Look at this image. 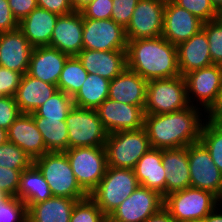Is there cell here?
<instances>
[{
    "label": "cell",
    "instance_id": "49",
    "mask_svg": "<svg viewBox=\"0 0 222 222\" xmlns=\"http://www.w3.org/2000/svg\"><path fill=\"white\" fill-rule=\"evenodd\" d=\"M145 222H175L170 213L163 207L159 212L150 216Z\"/></svg>",
    "mask_w": 222,
    "mask_h": 222
},
{
    "label": "cell",
    "instance_id": "50",
    "mask_svg": "<svg viewBox=\"0 0 222 222\" xmlns=\"http://www.w3.org/2000/svg\"><path fill=\"white\" fill-rule=\"evenodd\" d=\"M218 205L214 210H212L204 219V222H222V210Z\"/></svg>",
    "mask_w": 222,
    "mask_h": 222
},
{
    "label": "cell",
    "instance_id": "41",
    "mask_svg": "<svg viewBox=\"0 0 222 222\" xmlns=\"http://www.w3.org/2000/svg\"><path fill=\"white\" fill-rule=\"evenodd\" d=\"M21 114L14 97L0 98V128L8 130Z\"/></svg>",
    "mask_w": 222,
    "mask_h": 222
},
{
    "label": "cell",
    "instance_id": "16",
    "mask_svg": "<svg viewBox=\"0 0 222 222\" xmlns=\"http://www.w3.org/2000/svg\"><path fill=\"white\" fill-rule=\"evenodd\" d=\"M203 22L186 9L166 0L164 8L162 36L171 44H179L189 40L202 29Z\"/></svg>",
    "mask_w": 222,
    "mask_h": 222
},
{
    "label": "cell",
    "instance_id": "9",
    "mask_svg": "<svg viewBox=\"0 0 222 222\" xmlns=\"http://www.w3.org/2000/svg\"><path fill=\"white\" fill-rule=\"evenodd\" d=\"M68 149L74 147H105L108 133L96 110L73 106L66 117Z\"/></svg>",
    "mask_w": 222,
    "mask_h": 222
},
{
    "label": "cell",
    "instance_id": "51",
    "mask_svg": "<svg viewBox=\"0 0 222 222\" xmlns=\"http://www.w3.org/2000/svg\"><path fill=\"white\" fill-rule=\"evenodd\" d=\"M93 0H74L71 5L74 11L80 12L84 7H86Z\"/></svg>",
    "mask_w": 222,
    "mask_h": 222
},
{
    "label": "cell",
    "instance_id": "36",
    "mask_svg": "<svg viewBox=\"0 0 222 222\" xmlns=\"http://www.w3.org/2000/svg\"><path fill=\"white\" fill-rule=\"evenodd\" d=\"M105 215L95 201L88 195L76 201L70 222H104Z\"/></svg>",
    "mask_w": 222,
    "mask_h": 222
},
{
    "label": "cell",
    "instance_id": "37",
    "mask_svg": "<svg viewBox=\"0 0 222 222\" xmlns=\"http://www.w3.org/2000/svg\"><path fill=\"white\" fill-rule=\"evenodd\" d=\"M213 64L222 65V25L217 20L203 23Z\"/></svg>",
    "mask_w": 222,
    "mask_h": 222
},
{
    "label": "cell",
    "instance_id": "5",
    "mask_svg": "<svg viewBox=\"0 0 222 222\" xmlns=\"http://www.w3.org/2000/svg\"><path fill=\"white\" fill-rule=\"evenodd\" d=\"M146 129L109 133L105 142L107 166L133 169L139 159L151 149Z\"/></svg>",
    "mask_w": 222,
    "mask_h": 222
},
{
    "label": "cell",
    "instance_id": "38",
    "mask_svg": "<svg viewBox=\"0 0 222 222\" xmlns=\"http://www.w3.org/2000/svg\"><path fill=\"white\" fill-rule=\"evenodd\" d=\"M0 222H27V205L18 197L9 196L0 203Z\"/></svg>",
    "mask_w": 222,
    "mask_h": 222
},
{
    "label": "cell",
    "instance_id": "25",
    "mask_svg": "<svg viewBox=\"0 0 222 222\" xmlns=\"http://www.w3.org/2000/svg\"><path fill=\"white\" fill-rule=\"evenodd\" d=\"M57 91V85L43 82L25 73L22 76L21 83L14 95V99L21 113L30 114L35 112Z\"/></svg>",
    "mask_w": 222,
    "mask_h": 222
},
{
    "label": "cell",
    "instance_id": "17",
    "mask_svg": "<svg viewBox=\"0 0 222 222\" xmlns=\"http://www.w3.org/2000/svg\"><path fill=\"white\" fill-rule=\"evenodd\" d=\"M33 48L19 28L0 33V66L27 73Z\"/></svg>",
    "mask_w": 222,
    "mask_h": 222
},
{
    "label": "cell",
    "instance_id": "56",
    "mask_svg": "<svg viewBox=\"0 0 222 222\" xmlns=\"http://www.w3.org/2000/svg\"><path fill=\"white\" fill-rule=\"evenodd\" d=\"M104 222H115V221L110 219L109 217H105Z\"/></svg>",
    "mask_w": 222,
    "mask_h": 222
},
{
    "label": "cell",
    "instance_id": "43",
    "mask_svg": "<svg viewBox=\"0 0 222 222\" xmlns=\"http://www.w3.org/2000/svg\"><path fill=\"white\" fill-rule=\"evenodd\" d=\"M23 74L0 66V91L5 96L14 97Z\"/></svg>",
    "mask_w": 222,
    "mask_h": 222
},
{
    "label": "cell",
    "instance_id": "24",
    "mask_svg": "<svg viewBox=\"0 0 222 222\" xmlns=\"http://www.w3.org/2000/svg\"><path fill=\"white\" fill-rule=\"evenodd\" d=\"M162 164L166 172L165 196L190 187L188 149L162 150Z\"/></svg>",
    "mask_w": 222,
    "mask_h": 222
},
{
    "label": "cell",
    "instance_id": "27",
    "mask_svg": "<svg viewBox=\"0 0 222 222\" xmlns=\"http://www.w3.org/2000/svg\"><path fill=\"white\" fill-rule=\"evenodd\" d=\"M141 186L152 189L165 197L166 172L162 164V150L151 148L133 168Z\"/></svg>",
    "mask_w": 222,
    "mask_h": 222
},
{
    "label": "cell",
    "instance_id": "28",
    "mask_svg": "<svg viewBox=\"0 0 222 222\" xmlns=\"http://www.w3.org/2000/svg\"><path fill=\"white\" fill-rule=\"evenodd\" d=\"M77 200L52 196L36 204L27 205V222H70Z\"/></svg>",
    "mask_w": 222,
    "mask_h": 222
},
{
    "label": "cell",
    "instance_id": "35",
    "mask_svg": "<svg viewBox=\"0 0 222 222\" xmlns=\"http://www.w3.org/2000/svg\"><path fill=\"white\" fill-rule=\"evenodd\" d=\"M32 164L33 160L17 145L8 141L0 145V167L22 172Z\"/></svg>",
    "mask_w": 222,
    "mask_h": 222
},
{
    "label": "cell",
    "instance_id": "21",
    "mask_svg": "<svg viewBox=\"0 0 222 222\" xmlns=\"http://www.w3.org/2000/svg\"><path fill=\"white\" fill-rule=\"evenodd\" d=\"M68 57V54L50 46L34 47L27 73L43 82L57 85L64 63Z\"/></svg>",
    "mask_w": 222,
    "mask_h": 222
},
{
    "label": "cell",
    "instance_id": "57",
    "mask_svg": "<svg viewBox=\"0 0 222 222\" xmlns=\"http://www.w3.org/2000/svg\"><path fill=\"white\" fill-rule=\"evenodd\" d=\"M189 222H204L203 220H194V221H189Z\"/></svg>",
    "mask_w": 222,
    "mask_h": 222
},
{
    "label": "cell",
    "instance_id": "32",
    "mask_svg": "<svg viewBox=\"0 0 222 222\" xmlns=\"http://www.w3.org/2000/svg\"><path fill=\"white\" fill-rule=\"evenodd\" d=\"M88 72L83 68L77 56H69L64 63L57 87L73 97L86 80Z\"/></svg>",
    "mask_w": 222,
    "mask_h": 222
},
{
    "label": "cell",
    "instance_id": "29",
    "mask_svg": "<svg viewBox=\"0 0 222 222\" xmlns=\"http://www.w3.org/2000/svg\"><path fill=\"white\" fill-rule=\"evenodd\" d=\"M17 197L26 205L52 197L48 183L34 164L21 172Z\"/></svg>",
    "mask_w": 222,
    "mask_h": 222
},
{
    "label": "cell",
    "instance_id": "20",
    "mask_svg": "<svg viewBox=\"0 0 222 222\" xmlns=\"http://www.w3.org/2000/svg\"><path fill=\"white\" fill-rule=\"evenodd\" d=\"M77 57L88 73L97 74L108 80L120 75L127 67L126 50L82 49Z\"/></svg>",
    "mask_w": 222,
    "mask_h": 222
},
{
    "label": "cell",
    "instance_id": "26",
    "mask_svg": "<svg viewBox=\"0 0 222 222\" xmlns=\"http://www.w3.org/2000/svg\"><path fill=\"white\" fill-rule=\"evenodd\" d=\"M59 15L36 7L19 22V29L33 46H50L51 36Z\"/></svg>",
    "mask_w": 222,
    "mask_h": 222
},
{
    "label": "cell",
    "instance_id": "14",
    "mask_svg": "<svg viewBox=\"0 0 222 222\" xmlns=\"http://www.w3.org/2000/svg\"><path fill=\"white\" fill-rule=\"evenodd\" d=\"M166 0H139L128 26L127 40L162 36Z\"/></svg>",
    "mask_w": 222,
    "mask_h": 222
},
{
    "label": "cell",
    "instance_id": "15",
    "mask_svg": "<svg viewBox=\"0 0 222 222\" xmlns=\"http://www.w3.org/2000/svg\"><path fill=\"white\" fill-rule=\"evenodd\" d=\"M106 132L138 130L144 127V110L135 105L120 103L107 98L97 109Z\"/></svg>",
    "mask_w": 222,
    "mask_h": 222
},
{
    "label": "cell",
    "instance_id": "23",
    "mask_svg": "<svg viewBox=\"0 0 222 222\" xmlns=\"http://www.w3.org/2000/svg\"><path fill=\"white\" fill-rule=\"evenodd\" d=\"M178 68L184 77L186 74L212 65L209 42L203 29L189 40L177 46Z\"/></svg>",
    "mask_w": 222,
    "mask_h": 222
},
{
    "label": "cell",
    "instance_id": "10",
    "mask_svg": "<svg viewBox=\"0 0 222 222\" xmlns=\"http://www.w3.org/2000/svg\"><path fill=\"white\" fill-rule=\"evenodd\" d=\"M184 78L190 105L199 106L205 115L222 90V65L212 64L200 68L186 74Z\"/></svg>",
    "mask_w": 222,
    "mask_h": 222
},
{
    "label": "cell",
    "instance_id": "7",
    "mask_svg": "<svg viewBox=\"0 0 222 222\" xmlns=\"http://www.w3.org/2000/svg\"><path fill=\"white\" fill-rule=\"evenodd\" d=\"M190 106L185 78L182 75L148 81L145 114H165Z\"/></svg>",
    "mask_w": 222,
    "mask_h": 222
},
{
    "label": "cell",
    "instance_id": "58",
    "mask_svg": "<svg viewBox=\"0 0 222 222\" xmlns=\"http://www.w3.org/2000/svg\"><path fill=\"white\" fill-rule=\"evenodd\" d=\"M5 97V95L0 91V98Z\"/></svg>",
    "mask_w": 222,
    "mask_h": 222
},
{
    "label": "cell",
    "instance_id": "3",
    "mask_svg": "<svg viewBox=\"0 0 222 222\" xmlns=\"http://www.w3.org/2000/svg\"><path fill=\"white\" fill-rule=\"evenodd\" d=\"M50 187L52 196L81 200L88 194L77 183L65 152H47L33 160Z\"/></svg>",
    "mask_w": 222,
    "mask_h": 222
},
{
    "label": "cell",
    "instance_id": "22",
    "mask_svg": "<svg viewBox=\"0 0 222 222\" xmlns=\"http://www.w3.org/2000/svg\"><path fill=\"white\" fill-rule=\"evenodd\" d=\"M147 84L148 81L126 67L120 75L110 80L108 98L120 103L139 106L144 110Z\"/></svg>",
    "mask_w": 222,
    "mask_h": 222
},
{
    "label": "cell",
    "instance_id": "6",
    "mask_svg": "<svg viewBox=\"0 0 222 222\" xmlns=\"http://www.w3.org/2000/svg\"><path fill=\"white\" fill-rule=\"evenodd\" d=\"M220 204L222 201L213 193L192 187L164 197V208L175 222L203 220Z\"/></svg>",
    "mask_w": 222,
    "mask_h": 222
},
{
    "label": "cell",
    "instance_id": "12",
    "mask_svg": "<svg viewBox=\"0 0 222 222\" xmlns=\"http://www.w3.org/2000/svg\"><path fill=\"white\" fill-rule=\"evenodd\" d=\"M83 49L112 51L127 50L125 28L112 19L83 18Z\"/></svg>",
    "mask_w": 222,
    "mask_h": 222
},
{
    "label": "cell",
    "instance_id": "44",
    "mask_svg": "<svg viewBox=\"0 0 222 222\" xmlns=\"http://www.w3.org/2000/svg\"><path fill=\"white\" fill-rule=\"evenodd\" d=\"M20 174L19 170L0 167V189L9 196L17 197Z\"/></svg>",
    "mask_w": 222,
    "mask_h": 222
},
{
    "label": "cell",
    "instance_id": "48",
    "mask_svg": "<svg viewBox=\"0 0 222 222\" xmlns=\"http://www.w3.org/2000/svg\"><path fill=\"white\" fill-rule=\"evenodd\" d=\"M207 122L222 126V90L217 96L215 103L205 113Z\"/></svg>",
    "mask_w": 222,
    "mask_h": 222
},
{
    "label": "cell",
    "instance_id": "53",
    "mask_svg": "<svg viewBox=\"0 0 222 222\" xmlns=\"http://www.w3.org/2000/svg\"><path fill=\"white\" fill-rule=\"evenodd\" d=\"M222 25V6L216 12V19Z\"/></svg>",
    "mask_w": 222,
    "mask_h": 222
},
{
    "label": "cell",
    "instance_id": "4",
    "mask_svg": "<svg viewBox=\"0 0 222 222\" xmlns=\"http://www.w3.org/2000/svg\"><path fill=\"white\" fill-rule=\"evenodd\" d=\"M139 185L133 169L107 166L105 175L89 196L108 217Z\"/></svg>",
    "mask_w": 222,
    "mask_h": 222
},
{
    "label": "cell",
    "instance_id": "34",
    "mask_svg": "<svg viewBox=\"0 0 222 222\" xmlns=\"http://www.w3.org/2000/svg\"><path fill=\"white\" fill-rule=\"evenodd\" d=\"M199 141L208 150L214 164L222 172V126L205 120Z\"/></svg>",
    "mask_w": 222,
    "mask_h": 222
},
{
    "label": "cell",
    "instance_id": "18",
    "mask_svg": "<svg viewBox=\"0 0 222 222\" xmlns=\"http://www.w3.org/2000/svg\"><path fill=\"white\" fill-rule=\"evenodd\" d=\"M83 16L81 12L73 11L59 15L51 36L50 47L77 56L83 49Z\"/></svg>",
    "mask_w": 222,
    "mask_h": 222
},
{
    "label": "cell",
    "instance_id": "54",
    "mask_svg": "<svg viewBox=\"0 0 222 222\" xmlns=\"http://www.w3.org/2000/svg\"><path fill=\"white\" fill-rule=\"evenodd\" d=\"M211 2L216 10L222 6V0H211Z\"/></svg>",
    "mask_w": 222,
    "mask_h": 222
},
{
    "label": "cell",
    "instance_id": "52",
    "mask_svg": "<svg viewBox=\"0 0 222 222\" xmlns=\"http://www.w3.org/2000/svg\"><path fill=\"white\" fill-rule=\"evenodd\" d=\"M7 141V130L0 128V145L6 143Z\"/></svg>",
    "mask_w": 222,
    "mask_h": 222
},
{
    "label": "cell",
    "instance_id": "11",
    "mask_svg": "<svg viewBox=\"0 0 222 222\" xmlns=\"http://www.w3.org/2000/svg\"><path fill=\"white\" fill-rule=\"evenodd\" d=\"M186 148L188 149L190 187L209 191L222 201V172L214 164L208 150L200 141Z\"/></svg>",
    "mask_w": 222,
    "mask_h": 222
},
{
    "label": "cell",
    "instance_id": "31",
    "mask_svg": "<svg viewBox=\"0 0 222 222\" xmlns=\"http://www.w3.org/2000/svg\"><path fill=\"white\" fill-rule=\"evenodd\" d=\"M38 130L42 134L44 144L49 152L68 150V129L66 121L33 117Z\"/></svg>",
    "mask_w": 222,
    "mask_h": 222
},
{
    "label": "cell",
    "instance_id": "42",
    "mask_svg": "<svg viewBox=\"0 0 222 222\" xmlns=\"http://www.w3.org/2000/svg\"><path fill=\"white\" fill-rule=\"evenodd\" d=\"M112 9H113L112 0H93L80 12L83 18L101 20V19H111Z\"/></svg>",
    "mask_w": 222,
    "mask_h": 222
},
{
    "label": "cell",
    "instance_id": "45",
    "mask_svg": "<svg viewBox=\"0 0 222 222\" xmlns=\"http://www.w3.org/2000/svg\"><path fill=\"white\" fill-rule=\"evenodd\" d=\"M19 28V22L13 16L8 0H0V33Z\"/></svg>",
    "mask_w": 222,
    "mask_h": 222
},
{
    "label": "cell",
    "instance_id": "46",
    "mask_svg": "<svg viewBox=\"0 0 222 222\" xmlns=\"http://www.w3.org/2000/svg\"><path fill=\"white\" fill-rule=\"evenodd\" d=\"M13 16L20 22L28 16L36 7V0H8Z\"/></svg>",
    "mask_w": 222,
    "mask_h": 222
},
{
    "label": "cell",
    "instance_id": "13",
    "mask_svg": "<svg viewBox=\"0 0 222 222\" xmlns=\"http://www.w3.org/2000/svg\"><path fill=\"white\" fill-rule=\"evenodd\" d=\"M164 207V197L139 185L108 217L115 222H145Z\"/></svg>",
    "mask_w": 222,
    "mask_h": 222
},
{
    "label": "cell",
    "instance_id": "39",
    "mask_svg": "<svg viewBox=\"0 0 222 222\" xmlns=\"http://www.w3.org/2000/svg\"><path fill=\"white\" fill-rule=\"evenodd\" d=\"M175 4L186 9L203 23L216 19L217 10L211 0H172Z\"/></svg>",
    "mask_w": 222,
    "mask_h": 222
},
{
    "label": "cell",
    "instance_id": "47",
    "mask_svg": "<svg viewBox=\"0 0 222 222\" xmlns=\"http://www.w3.org/2000/svg\"><path fill=\"white\" fill-rule=\"evenodd\" d=\"M37 6L57 15H65L73 12L69 0H36Z\"/></svg>",
    "mask_w": 222,
    "mask_h": 222
},
{
    "label": "cell",
    "instance_id": "8",
    "mask_svg": "<svg viewBox=\"0 0 222 222\" xmlns=\"http://www.w3.org/2000/svg\"><path fill=\"white\" fill-rule=\"evenodd\" d=\"M77 183L89 195L107 169L105 147H74L64 151Z\"/></svg>",
    "mask_w": 222,
    "mask_h": 222
},
{
    "label": "cell",
    "instance_id": "40",
    "mask_svg": "<svg viewBox=\"0 0 222 222\" xmlns=\"http://www.w3.org/2000/svg\"><path fill=\"white\" fill-rule=\"evenodd\" d=\"M139 0H112L111 19L126 28L131 20L133 11Z\"/></svg>",
    "mask_w": 222,
    "mask_h": 222
},
{
    "label": "cell",
    "instance_id": "33",
    "mask_svg": "<svg viewBox=\"0 0 222 222\" xmlns=\"http://www.w3.org/2000/svg\"><path fill=\"white\" fill-rule=\"evenodd\" d=\"M74 103L71 96L58 90L35 112L30 113L33 117H44L45 119H60L66 121V117L73 108Z\"/></svg>",
    "mask_w": 222,
    "mask_h": 222
},
{
    "label": "cell",
    "instance_id": "1",
    "mask_svg": "<svg viewBox=\"0 0 222 222\" xmlns=\"http://www.w3.org/2000/svg\"><path fill=\"white\" fill-rule=\"evenodd\" d=\"M202 112L201 108L190 105L176 112L145 114L144 128L151 147L161 150L176 149L199 142L206 120Z\"/></svg>",
    "mask_w": 222,
    "mask_h": 222
},
{
    "label": "cell",
    "instance_id": "19",
    "mask_svg": "<svg viewBox=\"0 0 222 222\" xmlns=\"http://www.w3.org/2000/svg\"><path fill=\"white\" fill-rule=\"evenodd\" d=\"M7 139L23 149L32 160L49 152L31 114L22 113L14 121L7 130Z\"/></svg>",
    "mask_w": 222,
    "mask_h": 222
},
{
    "label": "cell",
    "instance_id": "55",
    "mask_svg": "<svg viewBox=\"0 0 222 222\" xmlns=\"http://www.w3.org/2000/svg\"><path fill=\"white\" fill-rule=\"evenodd\" d=\"M8 197L9 195L0 189V203L6 200Z\"/></svg>",
    "mask_w": 222,
    "mask_h": 222
},
{
    "label": "cell",
    "instance_id": "30",
    "mask_svg": "<svg viewBox=\"0 0 222 222\" xmlns=\"http://www.w3.org/2000/svg\"><path fill=\"white\" fill-rule=\"evenodd\" d=\"M110 80L88 73L80 90L72 97L74 106L96 110L109 95Z\"/></svg>",
    "mask_w": 222,
    "mask_h": 222
},
{
    "label": "cell",
    "instance_id": "2",
    "mask_svg": "<svg viewBox=\"0 0 222 222\" xmlns=\"http://www.w3.org/2000/svg\"><path fill=\"white\" fill-rule=\"evenodd\" d=\"M127 68L146 81L181 75L178 68L177 46L163 36L128 40Z\"/></svg>",
    "mask_w": 222,
    "mask_h": 222
}]
</instances>
